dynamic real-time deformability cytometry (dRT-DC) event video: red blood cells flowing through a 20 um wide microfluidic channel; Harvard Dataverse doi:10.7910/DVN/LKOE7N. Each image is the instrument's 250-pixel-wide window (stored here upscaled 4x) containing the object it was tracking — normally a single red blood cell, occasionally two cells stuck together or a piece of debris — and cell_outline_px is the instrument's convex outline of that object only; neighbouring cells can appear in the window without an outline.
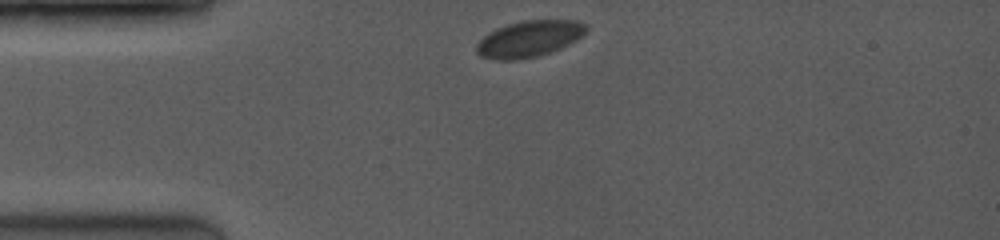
{"species": "common noctule bat (a hibernating species)", "species_latin": "Nyctalus noctula", "temperature_condition": "room temperature", "stored_images_in_passage": 13, "camera_frame_rate_fps": 3500, "um_per_image_px": 0.085, "animal": {"sex": "female", "body_mass_g": 19.0, "forearm_length_mm": 53.3}, "frame": {"image": 1, "passage_image": 1, "time_ms": 0.0, "image_size_px": [1000, 240], "cell_outline_px": [[588, 28], [576, 40], [560, 48], [536, 56], [516, 60], [496, 60], [480, 56], [476, 52], [476, 44], [488, 32], [496, 28], [508, 24], [524, 20], [576, 20], [584, 24]], "centroid_in_image_um": [44.93, 3.3], "position_along_channel_um": 40.1, "area_um2": 23.0}}
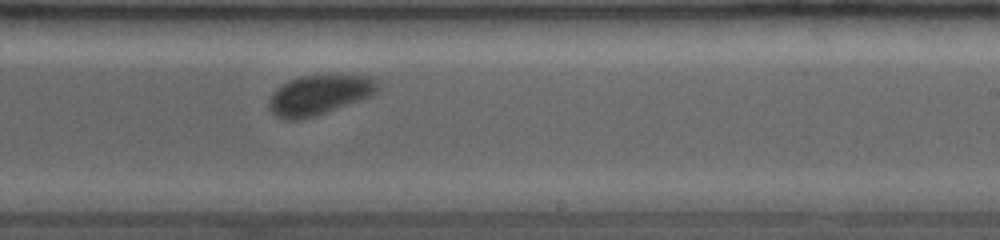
{"frame": {"image": 2, "passage_image": 13, "time_ms": 6.286, "image_size_px": [1000, 240], "cell_outline_px": [[380, 80], [376, 92], [372, 96], [300, 120], [284, 120], [276, 116], [268, 108], [268, 100], [272, 92], [276, 88], [288, 80], [300, 76], [368, 76]], "centroid_in_image_um": [27.09, 8.07], "position_along_channel_um": 261.9, "area_um2": 25.03}}